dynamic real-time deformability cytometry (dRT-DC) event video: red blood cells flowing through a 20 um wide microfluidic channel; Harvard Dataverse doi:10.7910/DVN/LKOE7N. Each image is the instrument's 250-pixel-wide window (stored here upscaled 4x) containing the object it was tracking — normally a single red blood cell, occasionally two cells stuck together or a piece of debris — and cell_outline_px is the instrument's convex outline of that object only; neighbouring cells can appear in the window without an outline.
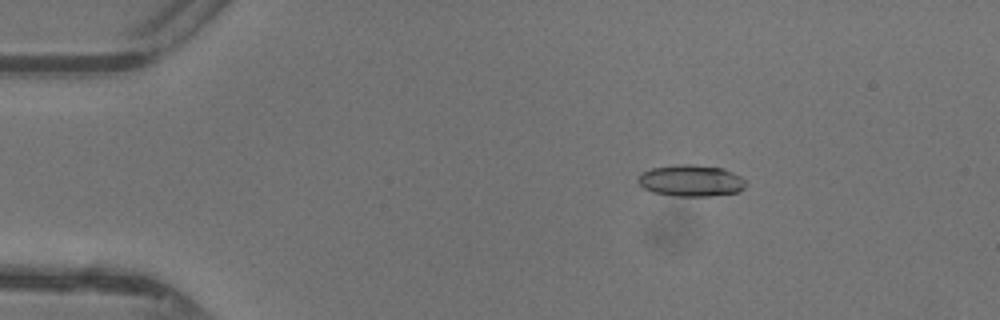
{"species": "common noctule bat (a hibernating species)", "species_latin": "Nyctalus noctula", "temperature_condition": "warm", "stored_images_in_passage": 43, "camera_frame_rate_fps": 3000, "um_per_image_px": 0.085, "animal": {"sex": "female"}, "frame": {"image": 1, "passage_image": 4, "time_ms": 1.0, "image_size_px": [1000, 320], "cell_outline_px": [[744, 188], [740, 192], [708, 196], [676, 196], [652, 192], [644, 188], [636, 180], [640, 172], [652, 168], [680, 164], [692, 164], [724, 168], [740, 176], [744, 180]], "centroid_in_image_um": [58.71, 15.35], "position_along_channel_um": 26.3, "area_um2": 19.88}}
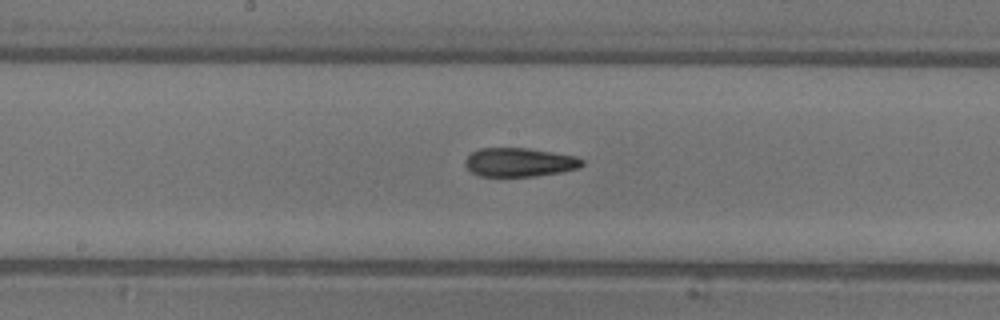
{"frame": {"image": 2, "passage_image": 21, "time_ms": 6.667, "image_size_px": [1000, 320], "cell_outline_px": [[584, 164], [580, 168], [560, 172], [536, 176], [480, 176], [472, 172], [464, 164], [464, 160], [472, 152], [480, 148], [528, 148], [576, 156], [584, 160]], "centroid_in_image_um": [44.17, 13.79], "position_along_channel_um": 204.0, "area_um2": 19.65}}
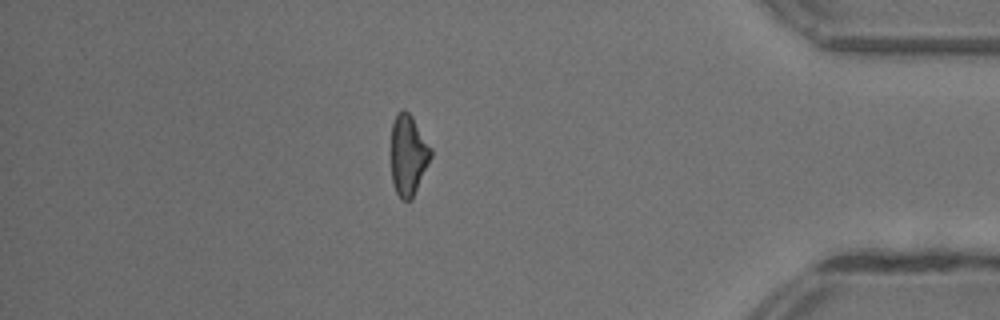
{"frame": {"image": 3, "passage_image": 37, "time_ms": 12.0, "image_size_px": [1000, 320], "cell_outline_px": [[432, 156], [412, 200], [400, 200], [396, 192], [392, 180], [392, 124], [396, 112], [404, 108], [412, 116], [432, 148]], "centroid_in_image_um": [34.71, 13.17], "position_along_channel_um": 400.5, "area_um2": 18.79}, "authors_computed_cell_mechanics": {"area_um2": 19.4786, "velocity_mm_per_s": 4.4058, "shape_relaxation_time_tau1_ms": 8.6309, "shape_relaxation_time_tau2_ms": 3.0178, "deformation_change_tau1": 0.2449, "deformation_change_tau2": 0.131}}